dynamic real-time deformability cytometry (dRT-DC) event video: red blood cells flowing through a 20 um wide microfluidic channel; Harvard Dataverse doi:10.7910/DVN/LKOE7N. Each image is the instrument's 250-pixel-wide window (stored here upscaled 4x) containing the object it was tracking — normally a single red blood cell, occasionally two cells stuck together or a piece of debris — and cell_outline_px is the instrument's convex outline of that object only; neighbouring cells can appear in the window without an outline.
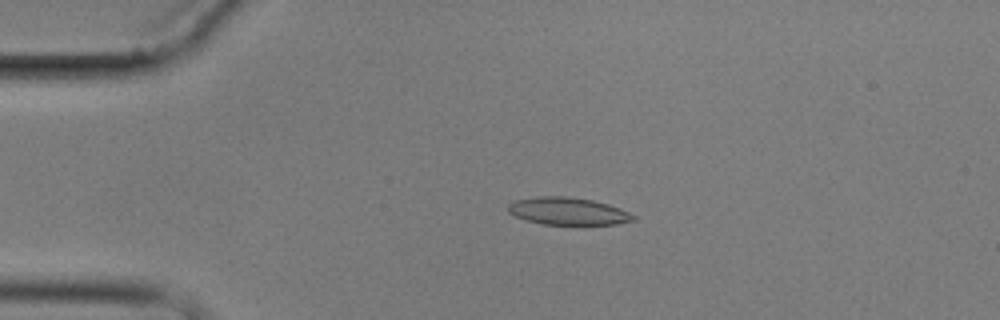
{"species": "common noctule bat (a hibernating species)", "species_latin": "Nyctalus noctula", "temperature_condition": "cold", "stored_images_in_passage": 3, "camera_frame_rate_fps": 3000, "um_per_image_px": 0.085, "animal": {"sex": "male", "body_mass_g": 17.9}, "frame": {"image": 1, "passage_image": 2, "time_ms": 1.0, "image_size_px": [1000, 320], "cell_outline_px": [[636, 220], [616, 224], [544, 224], [528, 220], [516, 216], [508, 212], [508, 204], [512, 200], [540, 196], [564, 196], [592, 200], [608, 204], [620, 208], [636, 216]], "centroid_in_image_um": [48.27, 17.94], "position_along_channel_um": 36.7, "area_um2": 19.88}}